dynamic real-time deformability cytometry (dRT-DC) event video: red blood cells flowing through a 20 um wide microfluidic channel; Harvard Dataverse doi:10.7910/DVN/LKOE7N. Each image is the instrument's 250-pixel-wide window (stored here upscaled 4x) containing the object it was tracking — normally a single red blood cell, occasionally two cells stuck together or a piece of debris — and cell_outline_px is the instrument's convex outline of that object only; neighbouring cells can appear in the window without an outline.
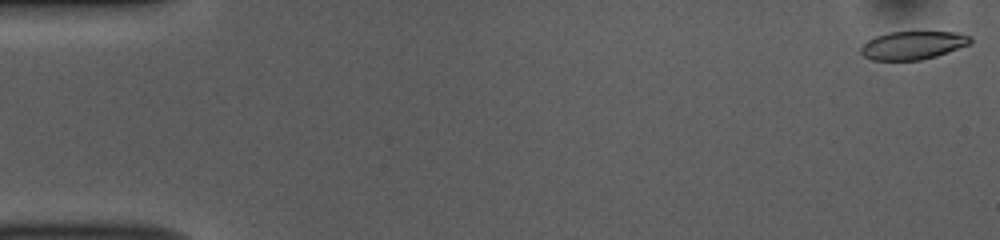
{"species": "common noctule bat (a hibernating species)", "species_latin": "Nyctalus noctula", "temperature_condition": "room temperature", "stored_images_in_passage": 52, "camera_frame_rate_fps": 3000, "um_per_image_px": 0.085, "animal": {"sex": "female", "body_mass_g": 10.0, "forearm_length_mm": 53.1}, "frame": {"image": 1, "passage_image": 1, "time_ms": 0.0, "image_size_px": [1000, 240], "cell_outline_px": [[972, 44], [936, 56], [920, 60], [872, 60], [864, 56], [860, 52], [860, 48], [868, 40], [876, 36], [888, 32], [956, 32], [972, 36]], "centroid_in_image_um": [77.62, 3.85], "position_along_channel_um": 7.4, "area_um2": 18.09}}
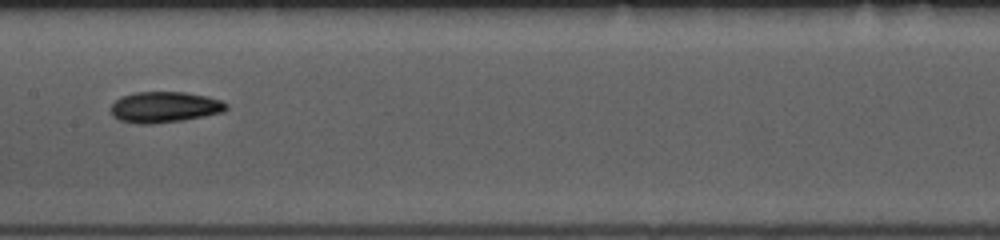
{"frame": {"image": 2, "passage_image": 26, "time_ms": 8.333, "image_size_px": [1000, 240], "cell_outline_px": [[228, 108], [224, 112], [184, 120], [152, 124], [136, 124], [120, 120], [112, 116], [108, 108], [116, 100], [124, 96], [136, 92], [184, 92], [208, 96], [220, 100], [228, 104]], "centroid_in_image_um": [13.98, 9.11], "position_along_channel_um": 193.4, "area_um2": 20.98}}
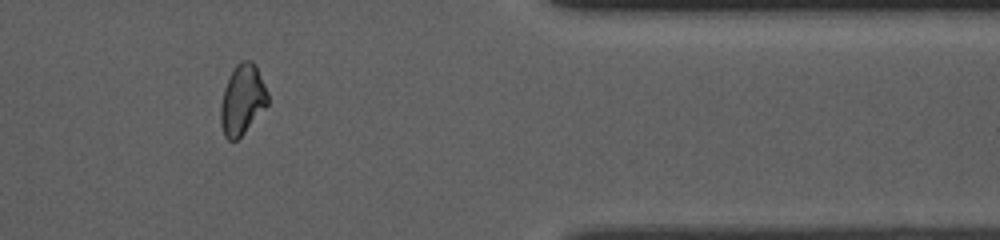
{"frame": {"image": 3, "passage_image": 43, "time_ms": 14.0, "image_size_px": [1000, 240], "cell_outline_px": [[268, 104], [244, 132], [236, 140], [228, 140], [224, 136], [220, 124], [220, 108], [224, 88], [236, 64], [240, 60], [252, 60], [268, 92]], "centroid_in_image_um": [20.58, 8.48], "position_along_channel_um": 390.8, "area_um2": 18.96}, "authors_computed_cell_mechanics": {"area_um2": 19.8832, "velocity_mm_per_s": 3.8847, "shape_relaxation_time_tau1_ms": 4.543, "shape_relaxation_time_tau2_ms": 3.9849, "deformation_change_tau1": 0.1557, "deformation_change_tau2": 0.1067}}